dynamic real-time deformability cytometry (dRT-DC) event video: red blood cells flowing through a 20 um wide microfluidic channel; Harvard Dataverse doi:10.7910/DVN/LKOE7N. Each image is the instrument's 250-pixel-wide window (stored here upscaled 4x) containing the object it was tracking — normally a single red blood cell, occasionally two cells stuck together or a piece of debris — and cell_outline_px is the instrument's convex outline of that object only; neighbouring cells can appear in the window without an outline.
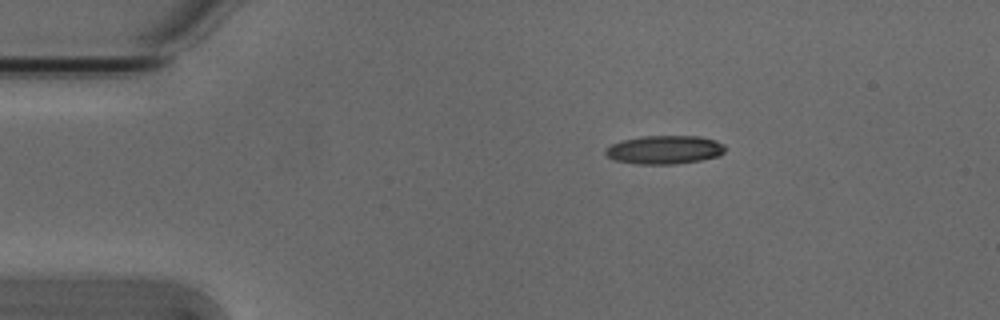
{"species": "Egyptian fruit bat (a non-hibernating species)", "species_latin": "Rousettus aegyptiacus", "temperature_condition": "cold", "stored_images_in_passage": 4, "camera_frame_rate_fps": 3000, "um_per_image_px": 0.085, "animal": {"sex": "male"}, "frame": {"image": 1, "passage_image": 1, "time_ms": 0.0, "image_size_px": [1000, 320], "cell_outline_px": [[724, 152], [720, 156], [700, 160], [676, 164], [640, 164], [616, 160], [608, 156], [604, 152], [604, 148], [620, 140], [640, 136], [700, 136], [716, 140], [724, 144]], "centroid_in_image_um": [56.49, 12.72], "position_along_channel_um": 28.5, "area_um2": 20.0}}
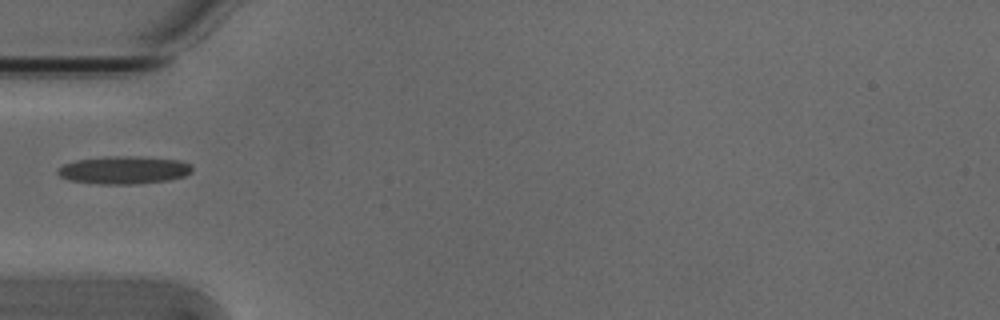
{"frame": {"image": 2, "passage_image": 3, "time_ms": 0.667, "image_size_px": [1000, 320], "cell_outline_px": [[192, 172], [184, 176], [168, 180], [136, 184], [100, 184], [68, 180], [60, 176], [56, 172], [56, 168], [64, 164], [76, 160], [104, 156], [136, 156], [180, 160], [188, 164], [192, 168]], "centroid_in_image_um": [10.49, 14.45], "position_along_channel_um": 74.5, "area_um2": 21.91}}
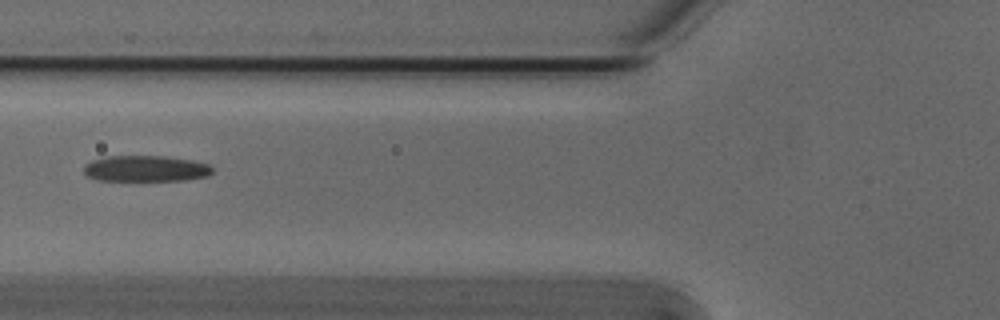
{"frame": {"image": 3, "passage_image": 4, "time_ms": 1.0, "image_size_px": [1000, 320], "cell_outline_px": [[212, 172], [208, 176], [184, 180], [96, 180], [88, 176], [84, 172], [84, 164], [92, 160], [104, 156], [164, 156], [192, 160], [208, 164], [212, 168]], "centroid_in_image_um": [12.36, 14.32], "position_along_channel_um": 113.4, "area_um2": 19.48}}